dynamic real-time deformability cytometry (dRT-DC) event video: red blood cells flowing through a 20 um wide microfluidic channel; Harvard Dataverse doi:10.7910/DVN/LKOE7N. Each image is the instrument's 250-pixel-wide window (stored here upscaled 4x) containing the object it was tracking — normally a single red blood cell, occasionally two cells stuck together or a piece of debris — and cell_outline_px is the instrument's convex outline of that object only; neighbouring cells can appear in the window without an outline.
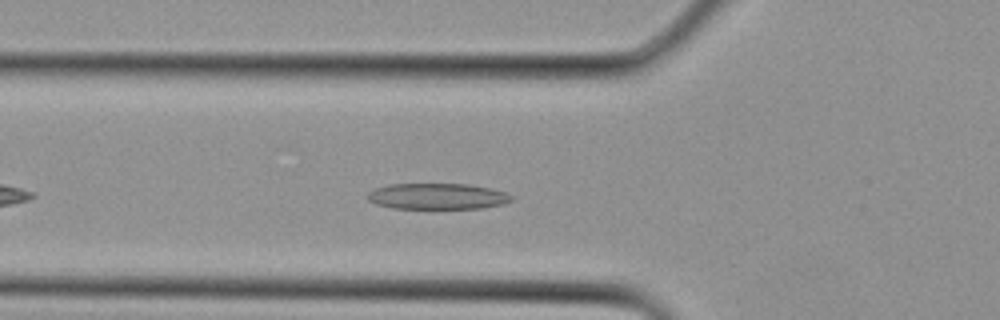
{"species": "Egyptian fruit bat (a non-hibernating species)", "species_latin": "Rousettus aegyptiacus", "temperature_condition": "cold", "stored_images_in_passage": 15, "camera_frame_rate_fps": 3000, "um_per_image_px": 0.085, "animal": {"sex": "female"}, "frame": {"image": 1, "passage_image": 5, "time_ms": 1.333, "image_size_px": [1000, 320], "cell_outline_px": [[512, 200], [504, 204], [480, 208], [392, 208], [376, 204], [368, 200], [368, 192], [372, 188], [388, 184], [468, 184], [492, 188], [504, 192], [512, 196]], "centroid_in_image_um": [37.15, 16.68], "position_along_channel_um": 88.7, "area_um2": 21.85}}
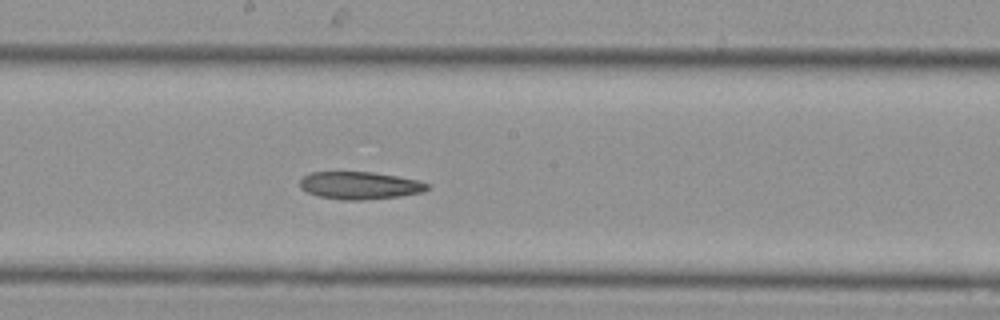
{"frame": {"image": 2, "passage_image": 11, "time_ms": 3.333, "image_size_px": [1000, 320], "cell_outline_px": [[428, 188], [424, 192], [400, 196], [360, 200], [344, 200], [320, 196], [308, 192], [300, 188], [300, 180], [304, 176], [312, 172], [372, 172], [420, 180], [428, 184]], "centroid_in_image_um": [30.6, 15.76], "position_along_channel_um": 217.6, "area_um2": 20.29}}
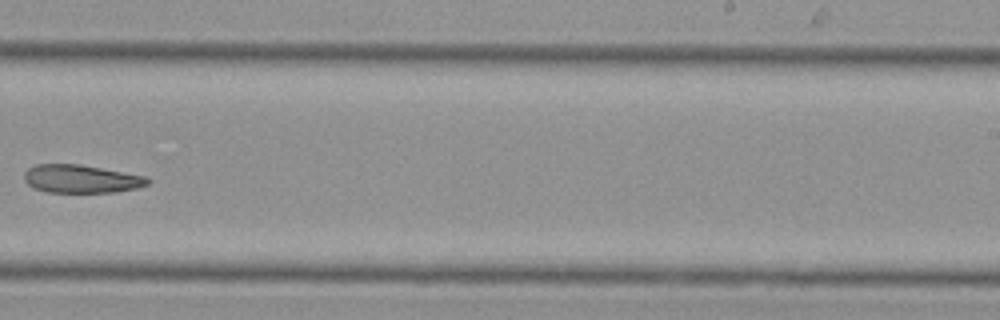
{"frame": {"image": 3, "passage_image": 14, "time_ms": 4.333, "image_size_px": [1000, 320], "cell_outline_px": [[152, 180], [148, 184], [136, 188], [116, 192], [48, 192], [36, 188], [28, 184], [24, 180], [24, 172], [28, 168], [36, 164], [80, 164], [144, 176]], "centroid_in_image_um": [6.89, 15.2], "position_along_channel_um": 282.1, "area_um2": 20.11}}